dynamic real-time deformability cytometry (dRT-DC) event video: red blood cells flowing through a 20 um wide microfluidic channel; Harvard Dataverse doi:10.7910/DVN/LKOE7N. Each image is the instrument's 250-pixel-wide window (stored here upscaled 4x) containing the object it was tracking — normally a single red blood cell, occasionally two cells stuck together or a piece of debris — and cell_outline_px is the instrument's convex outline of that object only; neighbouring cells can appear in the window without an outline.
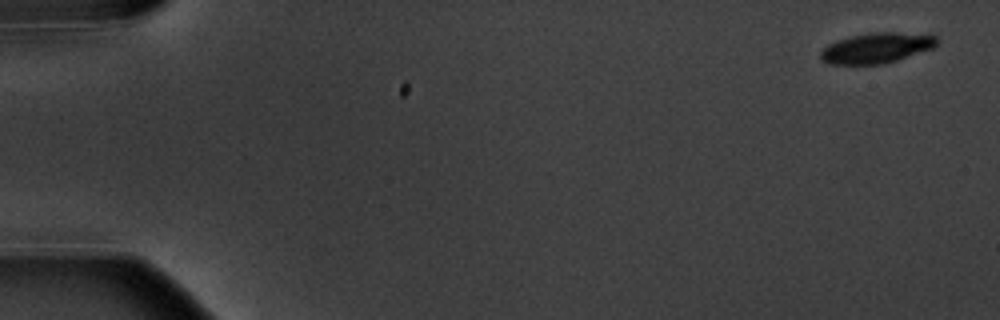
{"species": "common noctule bat (a hibernating species)", "species_latin": "Nyctalus noctula", "temperature_condition": "warm", "stored_images_in_passage": 9, "camera_frame_rate_fps": 3000, "um_per_image_px": 0.085, "animal": {"sex": "male", "body_mass_g": 20.1, "forearm_length_mm": 53.5}, "frame": {"image": 1, "passage_image": 1, "time_ms": 0.0, "image_size_px": [1000, 320], "cell_outline_px": [[940, 40], [932, 48], [896, 60], [880, 64], [828, 64], [820, 60], [820, 52], [828, 44], [836, 40], [852, 36], [872, 32], [896, 32], [936, 36]], "centroid_in_image_um": [74.46, 4.07], "position_along_channel_um": 10.5, "area_um2": 20.4}}
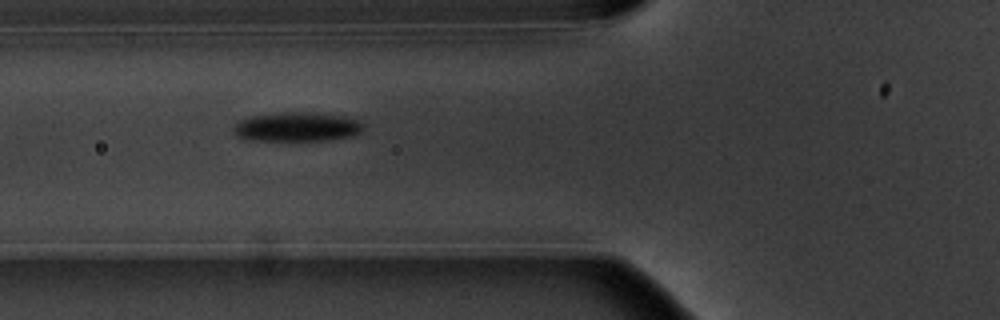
{"frame": {"image": 2, "passage_image": 6, "time_ms": 6.667, "image_size_px": [1000, 320], "cell_outline_px": [[364, 128], [360, 132], [352, 136], [332, 140], [252, 140], [236, 136], [232, 128], [240, 120], [248, 116], [284, 112], [304, 112], [344, 116], [360, 120], [364, 124]], "centroid_in_image_um": [25.26, 10.78], "position_along_channel_um": 100.5, "area_um2": 22.2}}